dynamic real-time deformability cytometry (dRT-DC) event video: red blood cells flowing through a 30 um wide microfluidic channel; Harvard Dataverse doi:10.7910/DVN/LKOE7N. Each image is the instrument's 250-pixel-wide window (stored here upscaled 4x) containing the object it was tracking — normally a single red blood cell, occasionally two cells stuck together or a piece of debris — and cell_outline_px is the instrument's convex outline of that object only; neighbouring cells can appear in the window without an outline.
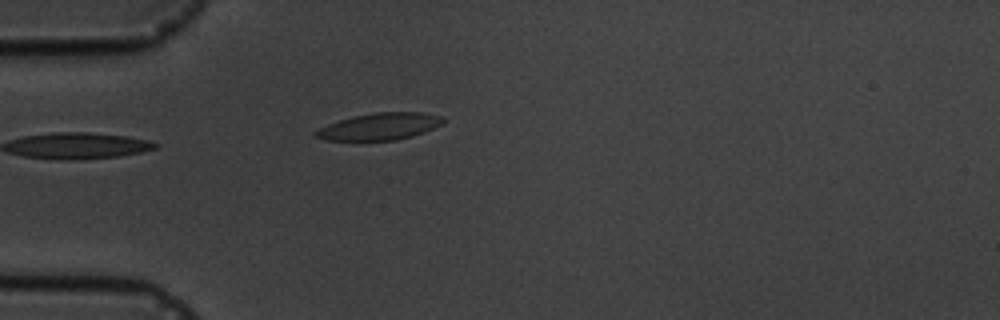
{"species": "common noctule bat (a hibernating species)", "species_latin": "Nyctalus noctula", "temperature_condition": "cold", "stored_images_in_passage": 1, "camera_frame_rate_fps": 3000, "um_per_image_px": 0.085, "animal": {"sex": "male", "body_mass_g": 19.5, "forearm_length_mm": 54.6}, "frame": {"image": 1, "passage_image": 1, "time_ms": 0.0, "image_size_px": [1000, 320], "cell_outline_px": [[444, 124], [424, 132], [412, 136], [396, 140], [324, 140], [312, 136], [312, 132], [328, 124], [352, 116], [372, 112], [424, 112], [444, 116]], "centroid_in_image_um": [32.28, 10.74], "position_along_channel_um": 52.7, "area_um2": 20.23}}